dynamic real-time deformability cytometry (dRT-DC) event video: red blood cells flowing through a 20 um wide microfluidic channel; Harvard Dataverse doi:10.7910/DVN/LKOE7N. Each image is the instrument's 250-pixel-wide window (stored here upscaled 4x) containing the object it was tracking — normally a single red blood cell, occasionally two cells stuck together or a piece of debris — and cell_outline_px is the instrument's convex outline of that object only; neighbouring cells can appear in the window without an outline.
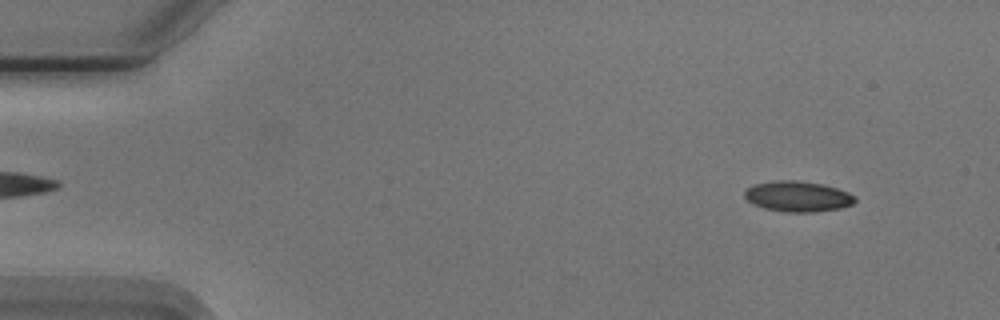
{"species": "Egyptian fruit bat (a non-hibernating species)", "species_latin": "Rousettus aegyptiacus", "temperature_condition": "cold", "stored_images_in_passage": 54, "camera_frame_rate_fps": 3000, "um_per_image_px": 0.085, "animal": {"sex": "male"}, "frame": {"image": 1, "passage_image": 5, "time_ms": 1.333, "image_size_px": [1000, 320], "cell_outline_px": [[856, 200], [852, 204], [840, 208], [812, 212], [788, 212], [764, 208], [752, 204], [744, 196], [744, 192], [748, 188], [756, 184], [772, 180], [796, 180], [824, 184], [848, 192], [856, 196]], "centroid_in_image_um": [67.81, 16.69], "position_along_channel_um": 17.2, "area_um2": 19.65}}
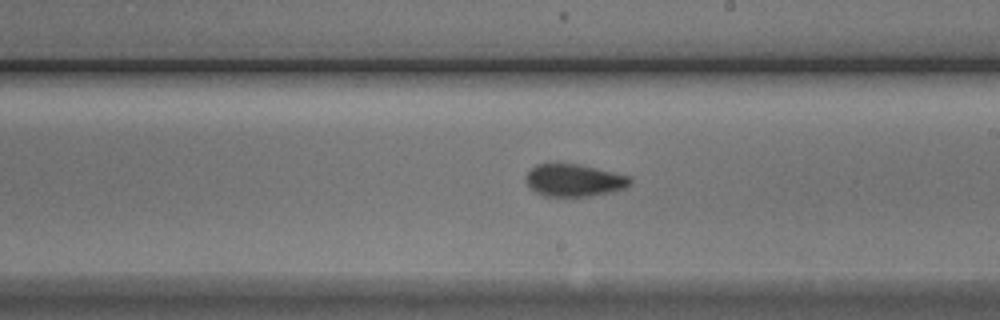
{"frame": {"image": 2, "passage_image": 31, "time_ms": 10.0, "image_size_px": [1000, 320], "cell_outline_px": [[632, 184], [624, 188], [612, 192], [588, 196], [544, 196], [536, 192], [528, 184], [524, 176], [536, 164], [580, 164], [632, 176]], "centroid_in_image_um": [48.85, 15.32], "position_along_channel_um": 240.2, "area_um2": 19.71}}
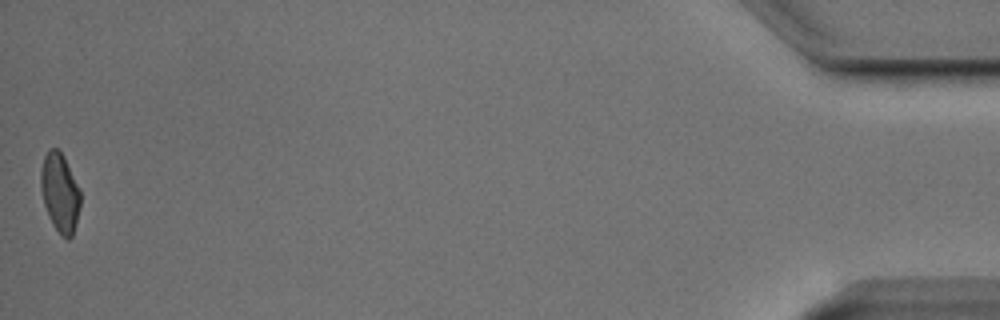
{"frame": {"image": 3, "passage_image": 54, "time_ms": 17.667, "image_size_px": [1000, 320], "cell_outline_px": [[80, 204], [72, 236], [68, 240], [52, 224], [48, 216], [44, 204], [40, 188], [40, 172], [44, 156], [48, 148], [56, 148], [64, 156], [80, 188]], "centroid_in_image_um": [5.08, 16.32], "position_along_channel_um": 430.1, "area_um2": 18.15}, "authors_computed_cell_mechanics": {"area_um2": 19.3052, "velocity_mm_per_s": 3.7517, "shape_relaxation_time_tau1_ms": 3.1352, "shape_relaxation_time_tau2_ms": 2.5366, "deformation_change_tau1": 0.1024, "deformation_change_tau2": 0.083}}